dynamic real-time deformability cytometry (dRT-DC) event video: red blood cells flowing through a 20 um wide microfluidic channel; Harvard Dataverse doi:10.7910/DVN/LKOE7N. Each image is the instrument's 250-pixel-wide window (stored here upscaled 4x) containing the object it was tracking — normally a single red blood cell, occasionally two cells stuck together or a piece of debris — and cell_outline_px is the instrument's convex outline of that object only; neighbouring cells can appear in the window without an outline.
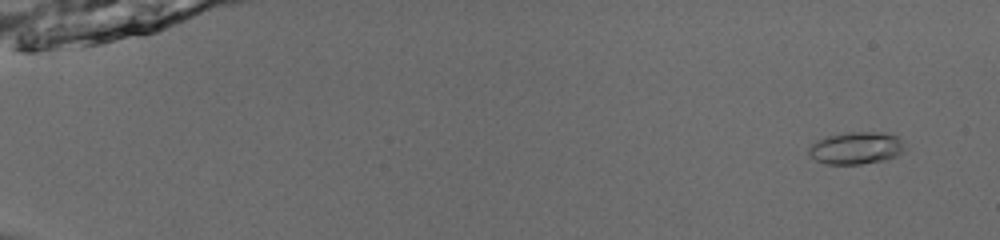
{"species": "common noctule bat (a hibernating species)", "species_latin": "Nyctalus noctula", "temperature_condition": "room temperature", "stored_images_in_passage": 53, "camera_frame_rate_fps": 3000, "um_per_image_px": 0.085, "animal": {"sex": "male", "body_mass_g": 13.0, "forearm_length_mm": 53.1}, "frame": {"image": 1, "passage_image": 4, "time_ms": 1.0, "image_size_px": [1000, 240], "cell_outline_px": [[904, 148], [896, 156], [884, 160], [860, 164], [824, 164], [816, 160], [808, 152], [808, 148], [816, 140], [824, 136], [844, 132], [888, 132], [896, 136], [900, 140]], "centroid_in_image_um": [72.72, 12.57], "position_along_channel_um": 12.3, "area_um2": 18.09}}
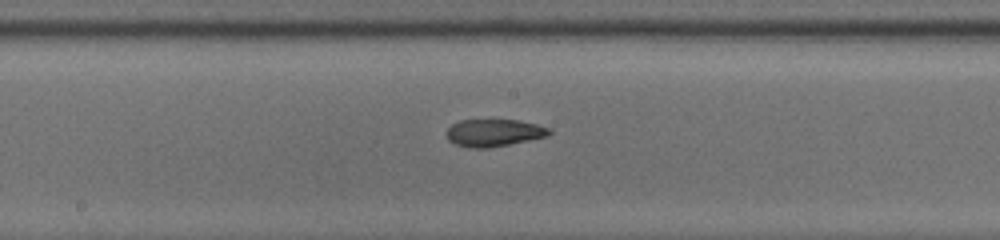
{"frame": {"image": 2, "passage_image": 31, "time_ms": 10.0, "image_size_px": [1000, 240], "cell_outline_px": [[552, 132], [548, 136], [488, 148], [468, 148], [456, 144], [448, 140], [444, 132], [452, 124], [460, 120], [516, 120], [536, 124], [552, 128]], "centroid_in_image_um": [41.96, 11.28], "position_along_channel_um": 206.2, "area_um2": 16.42}}
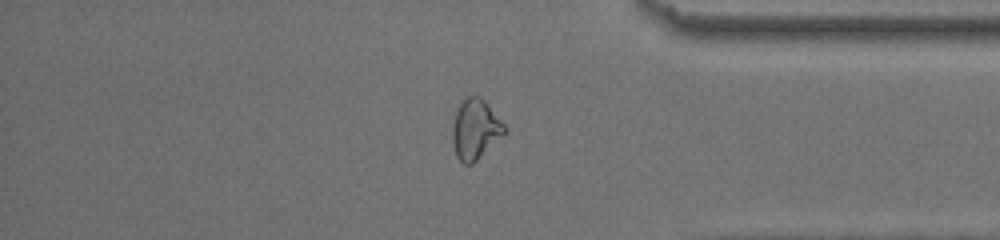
{"frame": {"image": 3, "passage_image": 46, "time_ms": 15.0, "image_size_px": [1000, 240], "cell_outline_px": [[508, 132], [504, 136], [472, 164], [464, 164], [456, 156], [452, 144], [452, 128], [456, 108], [460, 100], [468, 96], [480, 96], [488, 104], [508, 128]], "centroid_in_image_um": [40.41, 10.98], "position_along_channel_um": 394.8, "area_um2": 18.67}, "authors_computed_cell_mechanics": {"area_um2": 17.051, "velocity_mm_per_s": 3.9728, "shape_relaxation_time_tau1_ms": null, "shape_relaxation_time_tau2_ms": 3.2019, "deformation_change_tau1": null, "deformation_change_tau2": 0.0787}}